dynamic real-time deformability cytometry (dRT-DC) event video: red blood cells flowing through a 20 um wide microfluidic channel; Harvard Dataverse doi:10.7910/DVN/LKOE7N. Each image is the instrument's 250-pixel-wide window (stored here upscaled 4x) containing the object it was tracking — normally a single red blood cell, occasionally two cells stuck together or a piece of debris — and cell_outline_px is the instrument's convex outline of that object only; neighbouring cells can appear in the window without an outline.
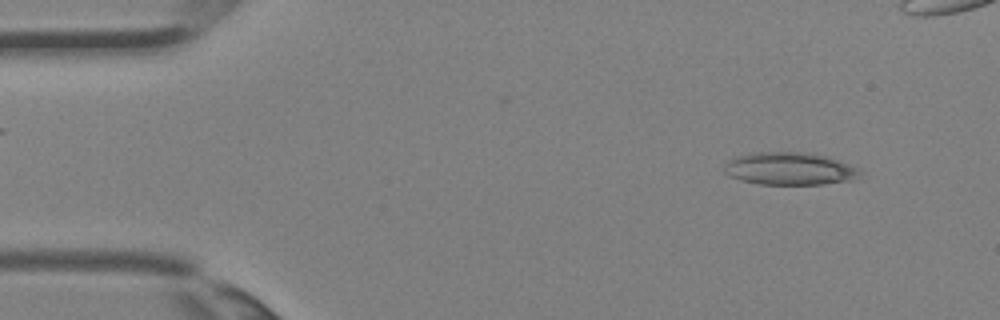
{"species": "Egyptian fruit bat (a non-hibernating species)", "species_latin": "Rousettus aegyptiacus", "temperature_condition": "room temperature", "stored_images_in_passage": 35, "camera_frame_rate_fps": 3000, "um_per_image_px": 0.085, "animal": {"sex": "female"}, "frame": {"image": 1, "passage_image": 3, "time_ms": 0.667, "image_size_px": [1000, 320], "cell_outline_px": [[860, 172], [852, 180], [824, 184], [760, 184], [740, 180], [724, 172], [724, 164], [732, 156], [756, 152], [808, 152], [824, 156], [860, 168]], "centroid_in_image_um": [67.06, 14.33], "position_along_channel_um": 17.9, "area_um2": 25.72}}
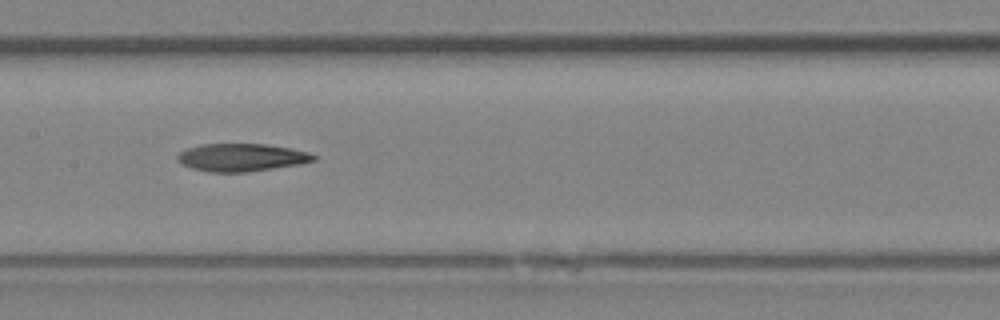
{"frame": {"image": 2, "passage_image": 17, "time_ms": 5.333, "image_size_px": [1000, 320], "cell_outline_px": [[316, 160], [300, 164], [244, 172], [208, 172], [192, 168], [176, 160], [176, 156], [180, 152], [188, 148], [200, 144], [264, 144], [288, 148], [308, 152], [316, 156]], "centroid_in_image_um": [20.5, 13.38], "position_along_channel_um": 186.9, "area_um2": 21.79}}
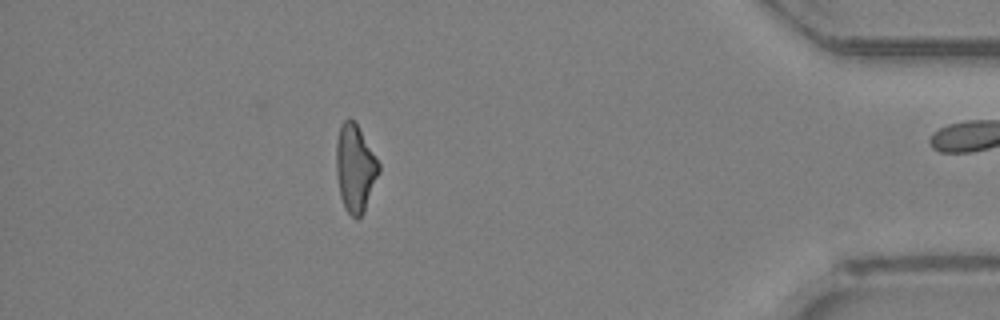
{"frame": {"image": 3, "passage_image": 31, "time_ms": 10.0, "image_size_px": [1000, 320], "cell_outline_px": [[380, 172], [364, 212], [356, 220], [344, 208], [340, 196], [336, 172], [336, 140], [340, 124], [348, 116], [356, 120], [380, 164]], "centroid_in_image_um": [30.18, 14.24], "position_along_channel_um": 405.0, "area_um2": 22.2}}